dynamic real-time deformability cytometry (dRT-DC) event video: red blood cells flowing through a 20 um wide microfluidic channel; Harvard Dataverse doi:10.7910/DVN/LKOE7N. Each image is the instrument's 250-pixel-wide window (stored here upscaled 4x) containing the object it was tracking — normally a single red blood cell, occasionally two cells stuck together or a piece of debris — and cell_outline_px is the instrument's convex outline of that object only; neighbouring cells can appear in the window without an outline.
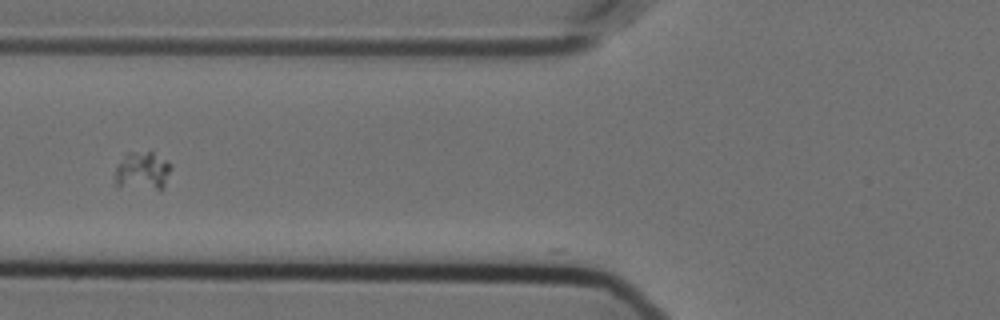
{"species": "Egyptian fruit bat (a non-hibernating species)", "species_latin": "Rousettus aegyptiacus", "temperature_condition": "cold", "stored_images_in_passage": 36, "camera_frame_rate_fps": 3000, "um_per_image_px": 0.085, "animal": {"sex": "female"}, "frame": {"image": 1, "passage_image": 2, "time_ms": 0.333, "image_size_px": [1000, 320], "cell_outline_px": [[172, 168], [164, 188], [160, 192], [116, 184], [116, 168], [124, 152], [152, 152], [164, 160]], "centroid_in_image_um": [12.14, 14.55], "position_along_channel_um": 113.7, "area_um2": 12.54}}
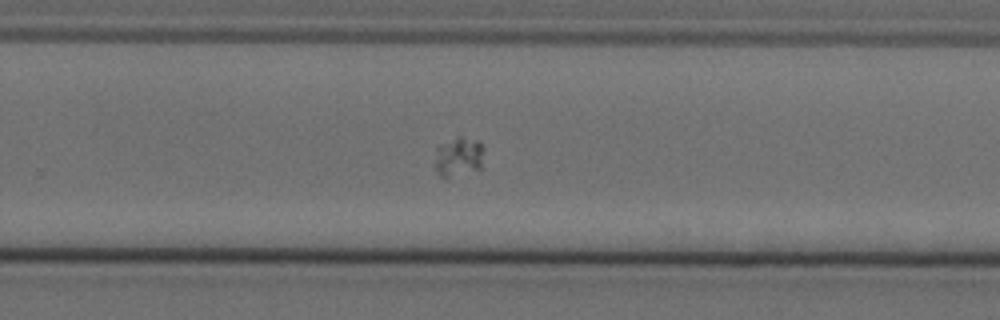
{"frame": {"image": 2, "passage_image": 17, "time_ms": 5.333, "image_size_px": [1000, 320], "cell_outline_px": [[484, 148], [480, 172], [444, 180], [436, 172], [436, 148], [440, 144], [456, 136], [460, 136], [476, 140], [484, 144]], "centroid_in_image_um": [39.01, 13.39], "position_along_channel_um": 290.8, "area_um2": 12.08}}
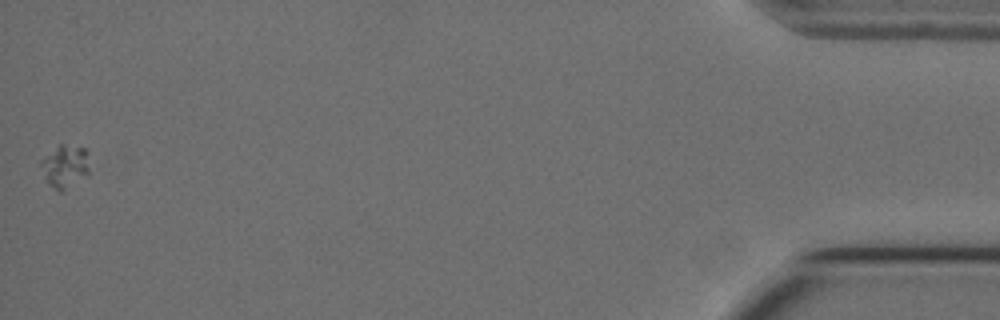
{"frame": {"image": 3, "passage_image": 36, "time_ms": 11.667, "image_size_px": [1000, 320], "cell_outline_px": [[88, 176], [60, 192], [48, 184], [40, 164], [40, 160], [60, 144], [64, 144], [84, 148], [88, 152]], "centroid_in_image_um": [5.54, 14.14], "position_along_channel_um": 429.7, "area_um2": 12.02}}